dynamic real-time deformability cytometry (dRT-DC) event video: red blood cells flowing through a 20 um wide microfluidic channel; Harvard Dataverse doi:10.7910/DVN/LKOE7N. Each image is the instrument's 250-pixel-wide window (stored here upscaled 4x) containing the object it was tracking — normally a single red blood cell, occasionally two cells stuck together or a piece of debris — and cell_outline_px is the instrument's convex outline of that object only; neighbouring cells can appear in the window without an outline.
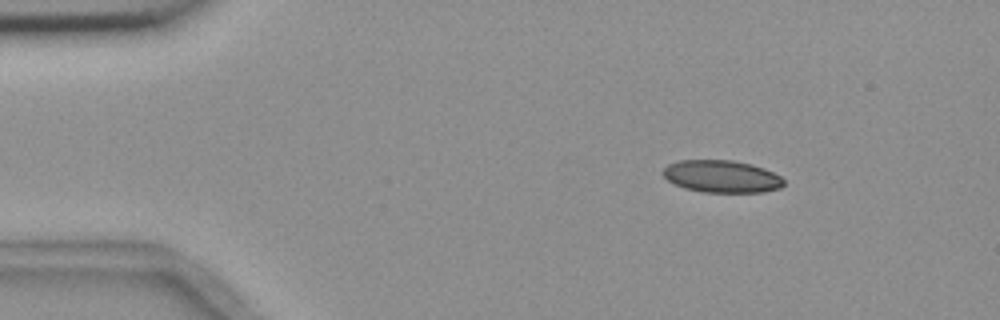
{"species": "common noctule bat (a hibernating species)", "species_latin": "Nyctalus noctula", "temperature_condition": "room temperature", "stored_images_in_passage": 10, "camera_frame_rate_fps": 3000, "um_per_image_px": 0.085, "animal": {"sex": "female", "body_mass_g": 18.4}, "frame": {"image": 1, "passage_image": 2, "time_ms": 2.333, "image_size_px": [1000, 320], "cell_outline_px": [[784, 184], [780, 188], [764, 192], [704, 192], [684, 188], [668, 180], [660, 172], [668, 164], [680, 160], [732, 160], [752, 164], [764, 168], [780, 176], [784, 180]], "centroid_in_image_um": [61.34, 14.99], "position_along_channel_um": 23.7, "area_um2": 22.77}}
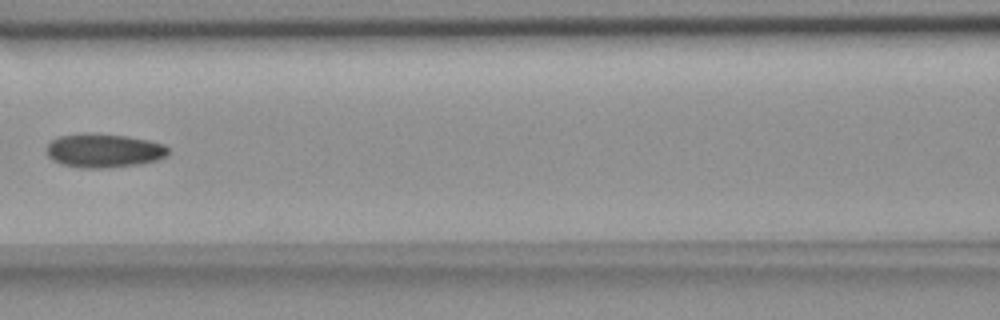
{"frame": {"image": 2, "passage_image": 7, "time_ms": 8.0, "image_size_px": [1000, 320], "cell_outline_px": [[168, 156], [156, 160], [140, 164], [108, 168], [76, 168], [60, 164], [52, 160], [48, 156], [48, 144], [52, 140], [60, 136], [84, 132], [92, 132], [128, 136], [148, 140], [164, 144], [168, 148]], "centroid_in_image_um": [8.82, 12.8], "position_along_channel_um": 157.8, "area_um2": 24.39}}
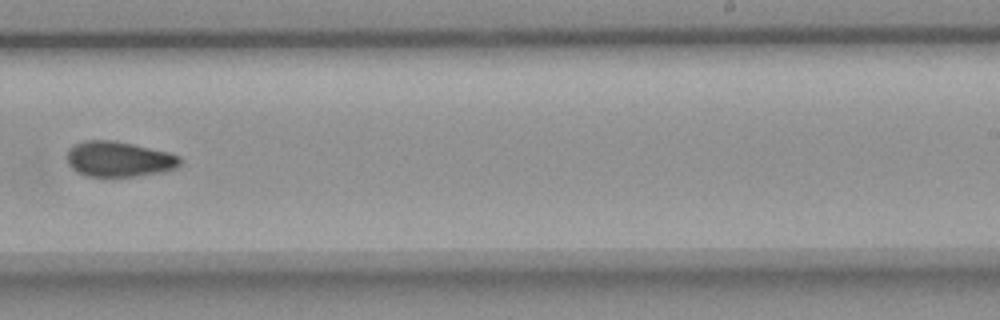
{"frame": {"image": 3, "passage_image": 10, "time_ms": 11.333, "image_size_px": [1000, 320], "cell_outline_px": [[180, 164], [176, 168], [160, 172], [136, 176], [88, 176], [72, 168], [68, 164], [68, 148], [72, 144], [84, 140], [116, 140], [168, 152], [180, 156]], "centroid_in_image_um": [10.09, 13.5], "position_along_channel_um": 278.9, "area_um2": 23.24}}